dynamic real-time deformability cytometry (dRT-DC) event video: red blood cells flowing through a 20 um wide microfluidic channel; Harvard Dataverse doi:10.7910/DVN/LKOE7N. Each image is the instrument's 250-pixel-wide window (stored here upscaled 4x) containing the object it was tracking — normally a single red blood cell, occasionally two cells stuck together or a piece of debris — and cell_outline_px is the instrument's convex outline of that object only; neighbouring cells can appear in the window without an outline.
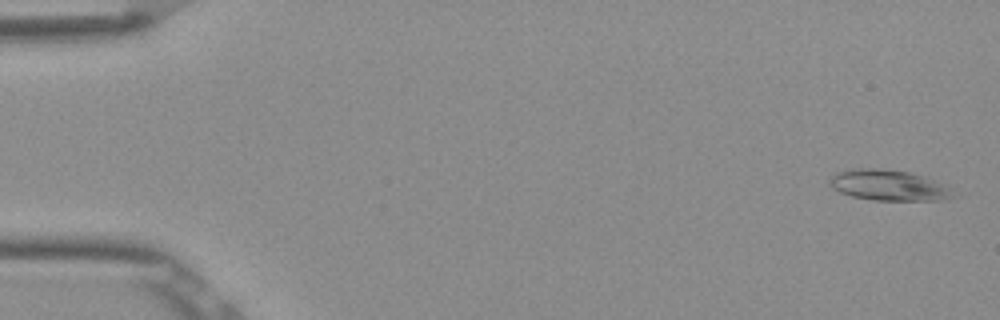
{"species": "Egyptian fruit bat (a non-hibernating species)", "species_latin": "Rousettus aegyptiacus", "temperature_condition": "room temperature", "stored_images_in_passage": 53, "camera_frame_rate_fps": 3000, "um_per_image_px": 0.085, "frame": {"image": 1, "passage_image": 2, "time_ms": 0.333, "image_size_px": [1000, 320], "cell_outline_px": [[956, 196], [940, 200], [872, 200], [852, 196], [840, 192], [832, 188], [828, 184], [828, 180], [836, 172], [852, 168], [880, 168], [908, 172], [924, 176], [932, 180]], "centroid_in_image_um": [75.39, 15.74], "position_along_channel_um": 9.6, "area_um2": 21.73}}
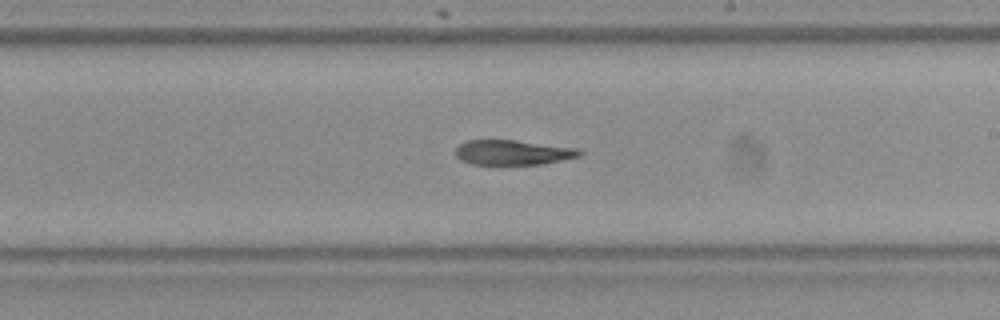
{"frame": {"image": 2, "passage_image": 31, "time_ms": 10.0, "image_size_px": [1000, 320], "cell_outline_px": [[584, 152], [580, 156], [544, 164], [500, 168], [472, 164], [460, 160], [456, 156], [456, 148], [460, 144], [468, 140], [516, 140], [580, 148]], "centroid_in_image_um": [43.6, 13.01], "position_along_channel_um": 245.4, "area_um2": 19.13}}
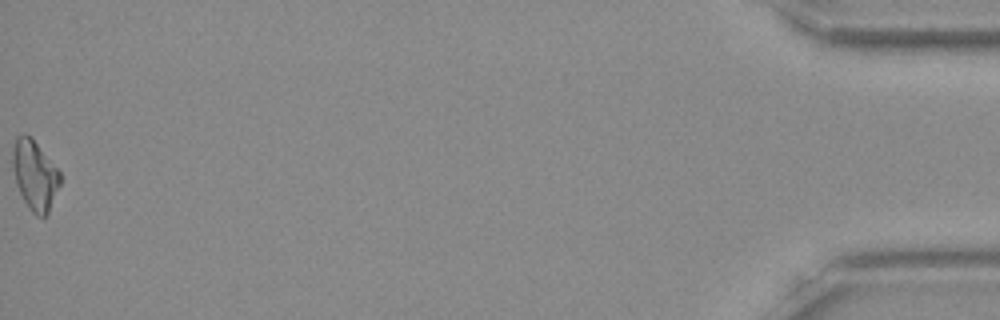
{"frame": {"image": 3, "passage_image": 53, "time_ms": 17.333, "image_size_px": [1000, 320], "cell_outline_px": [[60, 184], [48, 216], [36, 216], [28, 208], [16, 184], [12, 168], [12, 148], [16, 136], [24, 132], [32, 136], [60, 172]], "centroid_in_image_um": [2.94, 14.86], "position_along_channel_um": 432.3, "area_um2": 19.65}}